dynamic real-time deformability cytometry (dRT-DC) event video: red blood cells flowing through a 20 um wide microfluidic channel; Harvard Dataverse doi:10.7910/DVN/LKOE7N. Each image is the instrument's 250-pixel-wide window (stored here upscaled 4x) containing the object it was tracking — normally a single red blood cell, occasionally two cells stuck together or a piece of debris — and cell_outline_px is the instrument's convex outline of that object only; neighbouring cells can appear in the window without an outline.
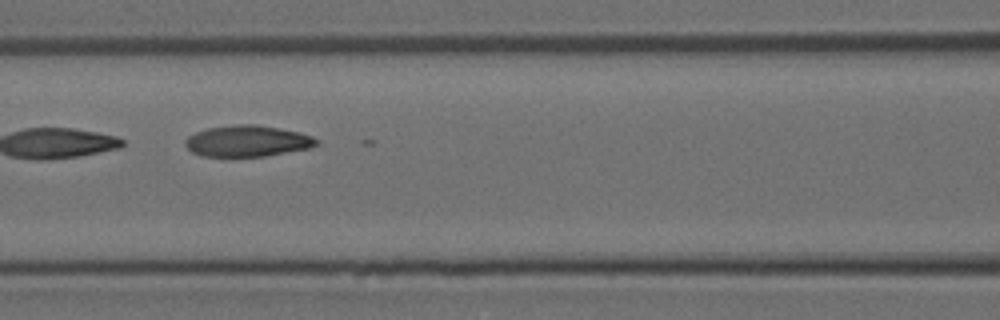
{"species": "Egyptian fruit bat (a non-hibernating species)", "species_latin": "Rousettus aegyptiacus", "temperature_condition": "room temperature", "stored_images_in_passage": 4, "camera_frame_rate_fps": 3000, "um_per_image_px": 0.085, "animal": {"sex": "female"}, "frame": {"image": 1, "passage_image": 3, "time_ms": 0.667, "image_size_px": [1000, 320], "cell_outline_px": [[320, 140], [312, 148], [264, 156], [204, 156], [192, 152], [184, 144], [184, 140], [188, 136], [196, 132], [208, 128], [236, 124], [256, 124], [280, 128], [300, 132], [312, 136]], "centroid_in_image_um": [21.05, 11.98], "position_along_channel_um": 145.5, "area_um2": 23.93}}